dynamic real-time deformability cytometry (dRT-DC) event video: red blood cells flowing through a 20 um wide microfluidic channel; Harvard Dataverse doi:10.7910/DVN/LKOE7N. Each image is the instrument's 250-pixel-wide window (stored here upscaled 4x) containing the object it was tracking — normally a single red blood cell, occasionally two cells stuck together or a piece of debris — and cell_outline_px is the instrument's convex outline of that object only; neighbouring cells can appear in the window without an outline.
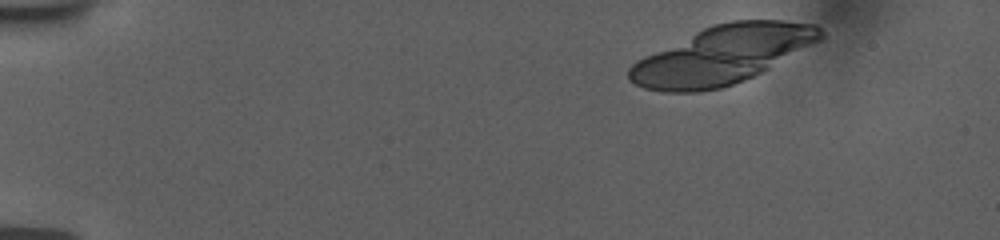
{"species": "human", "species_latin": "Homo sapiens", "temperature_condition": "room temperature", "stored_images_in_passage": 9, "segment_of_instrument_passage": [1, 2], "camera_frame_rate_fps": 3000, "um_per_image_px": 0.085, "donor": {"sex": "female"}, "frame": {"image": 1, "passage_image": 2, "time_ms": 0.667, "image_size_px": [1000, 240], "cell_outline_px": [[824, 36], [820, 40], [768, 68], [744, 80], [720, 88], [700, 92], [664, 92], [644, 88], [628, 80], [628, 68], [636, 60], [644, 56], [712, 24], [732, 20], [780, 20], [816, 24], [824, 32]], "centroid_in_image_um": [61.37, 4.67], "position_along_channel_um": 23.6, "area_um2": 64.27}}